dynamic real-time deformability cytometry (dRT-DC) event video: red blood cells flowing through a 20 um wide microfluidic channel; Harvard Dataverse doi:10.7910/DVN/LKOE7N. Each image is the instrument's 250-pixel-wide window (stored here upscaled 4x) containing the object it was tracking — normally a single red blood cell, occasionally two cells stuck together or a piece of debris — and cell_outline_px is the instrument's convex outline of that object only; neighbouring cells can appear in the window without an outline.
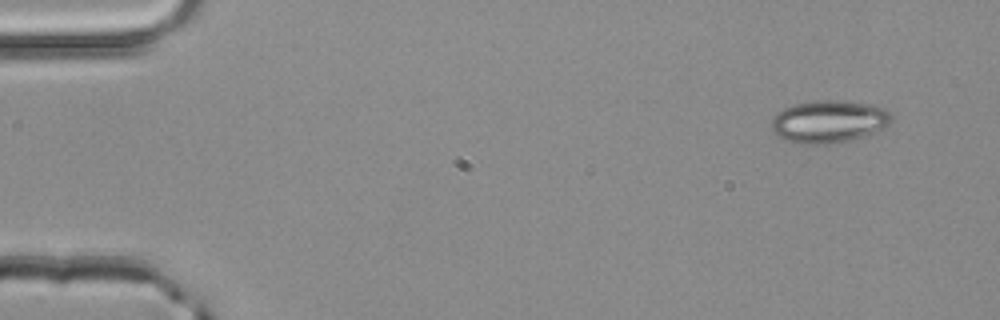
{"species": "common noctule bat (a hibernating species)", "species_latin": "Nyctalus noctula", "temperature_condition": "room temperature", "stored_images_in_passage": 3, "camera_frame_rate_fps": 3000, "um_per_image_px": 0.085, "animal": {"sex": "male", "body_mass_g": 20.4}, "frame": {"image": 1, "passage_image": 1, "time_ms": 0.0, "image_size_px": [1000, 320], "cell_outline_px": [[892, 120], [888, 124], [868, 136], [836, 144], [796, 144], [784, 140], [772, 132], [768, 128], [772, 116], [776, 112], [792, 104], [816, 100], [836, 100], [876, 104], [892, 112]], "centroid_in_image_um": [70.41, 10.34], "position_along_channel_um": 14.6, "area_um2": 30.75}}